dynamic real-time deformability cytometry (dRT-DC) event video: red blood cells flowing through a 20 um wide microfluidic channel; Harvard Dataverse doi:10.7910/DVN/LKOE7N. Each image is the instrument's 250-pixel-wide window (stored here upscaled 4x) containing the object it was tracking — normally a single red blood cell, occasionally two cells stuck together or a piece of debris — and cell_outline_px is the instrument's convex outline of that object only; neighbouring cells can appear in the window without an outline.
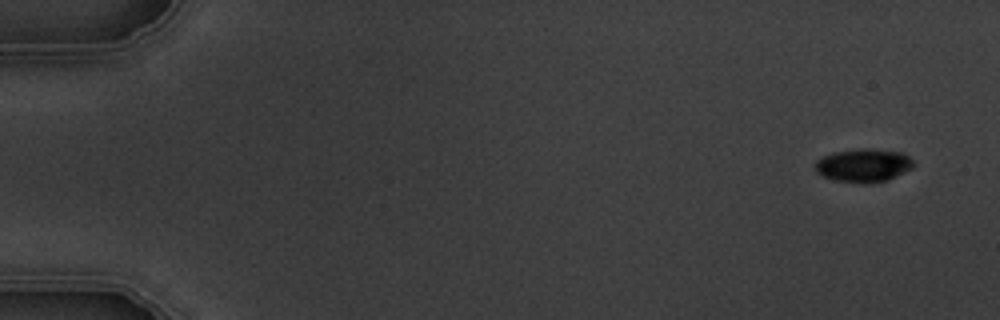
{"species": "common noctule bat (a hibernating species)", "species_latin": "Nyctalus noctula", "temperature_condition": "warm", "stored_images_in_passage": 9, "camera_frame_rate_fps": 3000, "um_per_image_px": 0.085, "animal": {"sex": "male", "body_mass_g": 19.5, "forearm_length_mm": 54.6}, "frame": {"image": 1, "passage_image": 1, "time_ms": 0.0, "image_size_px": [1000, 320], "cell_outline_px": [[916, 164], [912, 168], [888, 180], [872, 184], [860, 184], [832, 180], [816, 172], [816, 160], [832, 152], [864, 148], [904, 152]], "centroid_in_image_um": [73.41, 14.07], "position_along_channel_um": 11.6, "area_um2": 19.36}}
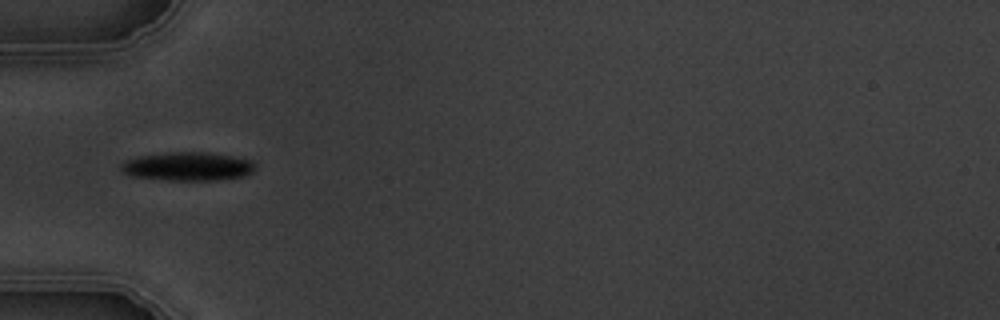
{"frame": {"image": 2, "passage_image": 6, "time_ms": 5.333, "image_size_px": [1000, 320], "cell_outline_px": [[256, 168], [252, 172], [244, 176], [220, 180], [168, 180], [132, 176], [124, 172], [120, 168], [120, 164], [124, 160], [136, 156], [168, 152], [208, 152], [232, 156], [252, 160]], "centroid_in_image_um": [15.95, 14.14], "position_along_channel_um": 69.1, "area_um2": 22.54}}
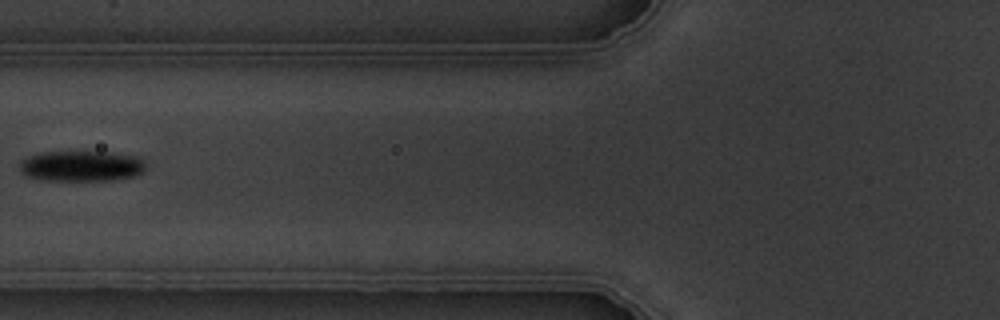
{"frame": {"image": 3, "passage_image": 7, "time_ms": 6.667, "image_size_px": [1000, 320], "cell_outline_px": [[148, 168], [144, 172], [136, 176], [112, 180], [40, 180], [28, 176], [20, 172], [20, 160], [28, 156], [40, 152], [108, 152], [140, 156], [144, 160]], "centroid_in_image_um": [6.97, 14.11], "position_along_channel_um": 118.8, "area_um2": 22.89}}